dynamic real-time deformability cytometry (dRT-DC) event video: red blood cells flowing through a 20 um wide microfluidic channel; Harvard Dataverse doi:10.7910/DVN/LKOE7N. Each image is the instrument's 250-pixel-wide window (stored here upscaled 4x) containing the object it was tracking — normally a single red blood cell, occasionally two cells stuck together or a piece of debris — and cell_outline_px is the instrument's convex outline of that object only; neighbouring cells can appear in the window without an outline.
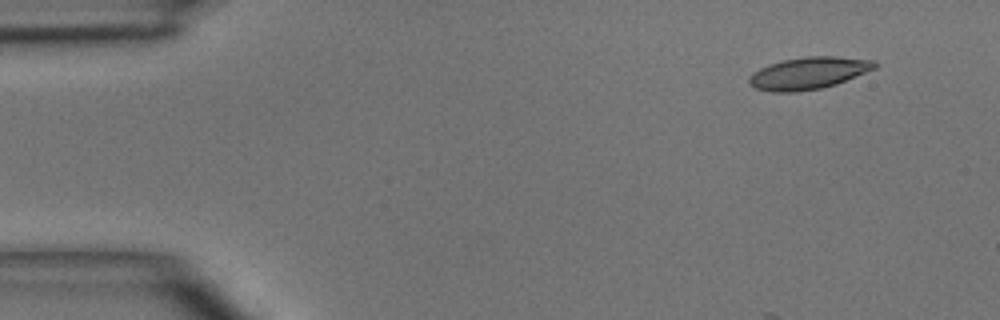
{"species": "common noctule bat (a hibernating species)", "species_latin": "Nyctalus noctula", "temperature_condition": "room temperature", "stored_images_in_passage": 4, "segment_of_instrument_passage": [1, 2], "camera_frame_rate_fps": 3000, "um_per_image_px": 0.085, "animal": {"sex": "male", "body_mass_g": 15.6}, "frame": {"image": 1, "passage_image": 1, "time_ms": 0.0, "image_size_px": [1000, 320], "cell_outline_px": [[880, 64], [876, 68], [836, 84], [820, 88], [796, 92], [772, 92], [756, 88], [748, 80], [748, 76], [752, 72], [768, 64], [784, 60], [808, 56], [836, 56], [876, 60]], "centroid_in_image_um": [68.75, 6.2], "position_along_channel_um": 16.2, "area_um2": 23.52}}